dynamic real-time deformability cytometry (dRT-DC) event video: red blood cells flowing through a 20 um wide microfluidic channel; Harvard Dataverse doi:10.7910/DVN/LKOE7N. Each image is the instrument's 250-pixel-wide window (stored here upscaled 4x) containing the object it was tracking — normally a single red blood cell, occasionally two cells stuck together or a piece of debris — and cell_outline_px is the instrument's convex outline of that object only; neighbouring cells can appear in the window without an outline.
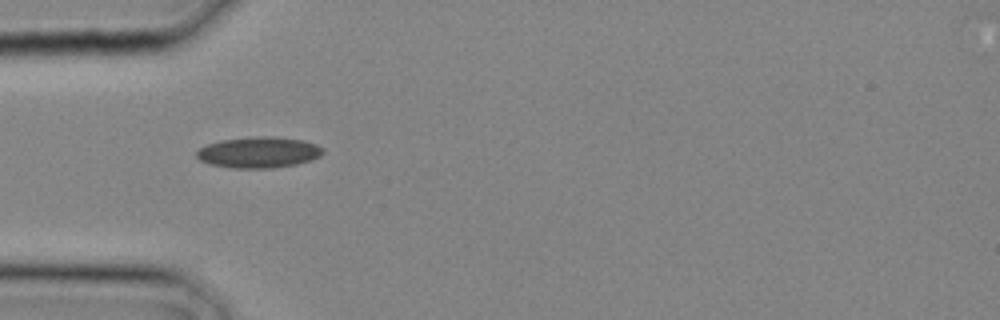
{"species": "common noctule bat (a hibernating species)", "species_latin": "Nyctalus noctula", "temperature_condition": "cold", "stored_images_in_passage": 3, "camera_frame_rate_fps": 3000, "um_per_image_px": 0.085, "animal": {"sex": "male", "body_mass_g": 20.4}, "frame": {"image": 1, "passage_image": 3, "time_ms": 0.667, "image_size_px": [1000, 320], "cell_outline_px": [[324, 152], [320, 156], [312, 160], [296, 164], [272, 168], [232, 168], [208, 164], [200, 160], [196, 156], [196, 152], [200, 148], [208, 144], [220, 140], [256, 136], [276, 136], [304, 140], [316, 144], [324, 148]], "centroid_in_image_um": [22.01, 12.94], "position_along_channel_um": 63.0, "area_um2": 23.06}}